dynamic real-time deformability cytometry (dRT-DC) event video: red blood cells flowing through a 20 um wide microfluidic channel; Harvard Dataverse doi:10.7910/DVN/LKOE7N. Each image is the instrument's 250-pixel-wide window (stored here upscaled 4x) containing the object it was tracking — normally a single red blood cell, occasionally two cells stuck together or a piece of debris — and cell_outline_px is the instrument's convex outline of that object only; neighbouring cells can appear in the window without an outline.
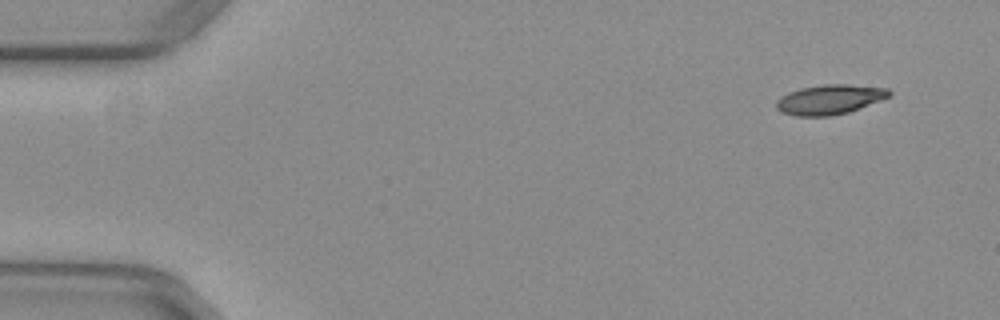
{"species": "common noctule bat (a hibernating species)", "species_latin": "Nyctalus noctula", "temperature_condition": "warm", "stored_images_in_passage": 50, "camera_frame_rate_fps": 3000, "um_per_image_px": 0.085, "animal": {"sex": "female", "body_mass_g": 29.2, "forearm_length_mm": 56.3}, "frame": {"image": 1, "passage_image": 1, "time_ms": 0.0, "image_size_px": [1000, 320], "cell_outline_px": [[892, 92], [888, 96], [880, 100], [848, 112], [832, 116], [796, 116], [780, 112], [776, 108], [776, 100], [780, 96], [788, 92], [800, 88], [824, 84], [848, 84], [888, 88]], "centroid_in_image_um": [70.47, 8.45], "position_along_channel_um": 14.5, "area_um2": 19.59}}
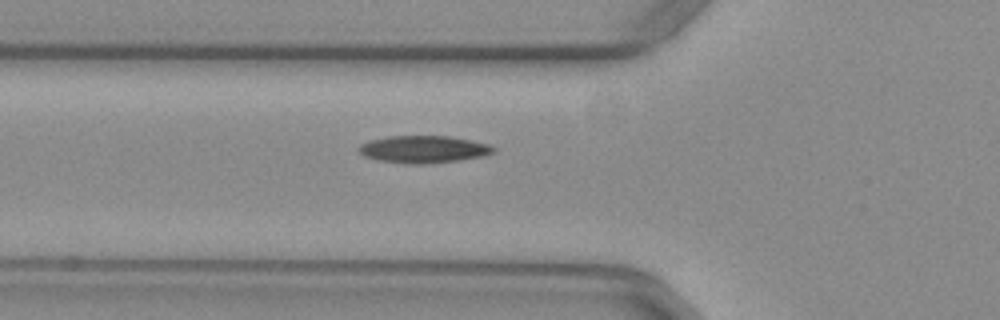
{"frame": {"image": 2, "passage_image": 16, "time_ms": 5.0, "image_size_px": [1000, 320], "cell_outline_px": [[496, 152], [484, 156], [456, 160], [424, 164], [412, 164], [380, 160], [364, 156], [356, 148], [360, 144], [372, 140], [388, 136], [448, 136], [472, 140], [492, 144], [496, 148]], "centroid_in_image_um": [36.05, 12.68], "position_along_channel_um": 89.7, "area_um2": 21.39}}
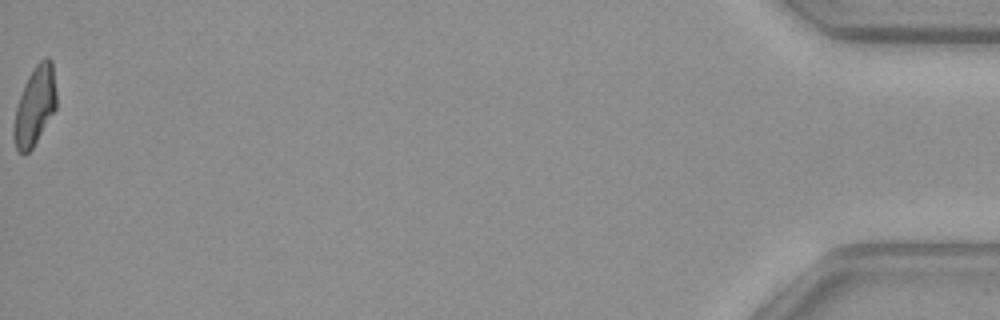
{"frame": {"image": 3, "passage_image": 50, "time_ms": 16.333, "image_size_px": [1000, 320], "cell_outline_px": [[56, 108], [32, 148], [28, 152], [20, 152], [16, 148], [12, 136], [12, 128], [16, 108], [24, 84], [28, 76], [36, 64], [44, 56], [48, 56], [52, 60], [56, 92]], "centroid_in_image_um": [2.95, 8.97], "position_along_channel_um": 432.2, "area_um2": 19.48}, "authors_computed_cell_mechanics": {"area_um2": 20.0855, "velocity_mm_per_s": 3.9547, "shape_relaxation_time_tau1_ms": 8.9795, "shape_relaxation_time_tau2_ms": 2.7481, "deformation_change_tau1": 0.2453, "deformation_change_tau2": 0.0885}}